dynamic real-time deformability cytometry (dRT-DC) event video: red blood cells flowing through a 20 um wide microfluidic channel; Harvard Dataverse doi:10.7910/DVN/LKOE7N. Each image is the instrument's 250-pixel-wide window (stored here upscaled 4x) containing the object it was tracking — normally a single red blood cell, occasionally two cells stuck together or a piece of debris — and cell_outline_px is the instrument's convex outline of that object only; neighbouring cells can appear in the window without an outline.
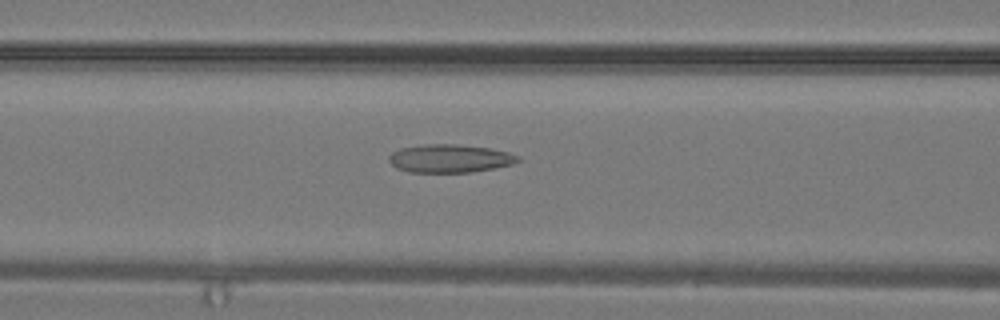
{"species": "common noctule bat (a hibernating species)", "species_latin": "Nyctalus noctula", "temperature_condition": "warm", "stored_images_in_passage": 25, "camera_frame_rate_fps": 3000, "um_per_image_px": 0.085, "animal": {"sex": "male", "body_mass_g": 19.2, "forearm_length_mm": 51.8}, "frame": {"image": 1, "passage_image": 6, "time_ms": 1.667, "image_size_px": [1000, 320], "cell_outline_px": [[520, 160], [512, 164], [496, 168], [472, 172], [408, 172], [396, 168], [388, 160], [388, 156], [392, 152], [400, 148], [424, 144], [456, 144], [492, 148], [508, 152], [520, 156]], "centroid_in_image_um": [38.24, 13.47], "position_along_channel_um": 128.4, "area_um2": 21.39}}
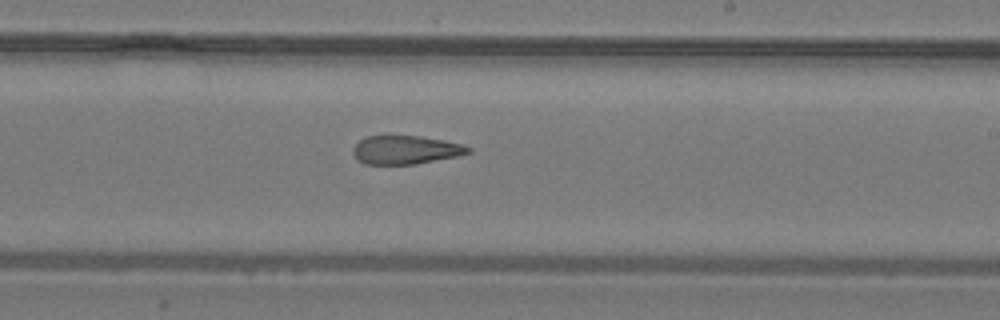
{"frame": {"image": 2, "passage_image": 12, "time_ms": 3.667, "image_size_px": [1000, 320], "cell_outline_px": [[472, 152], [456, 156], [416, 164], [364, 164], [356, 160], [352, 152], [352, 148], [364, 136], [420, 136], [444, 140], [464, 144], [472, 148]], "centroid_in_image_um": [34.47, 12.74], "position_along_channel_um": 254.5, "area_um2": 19.31}}
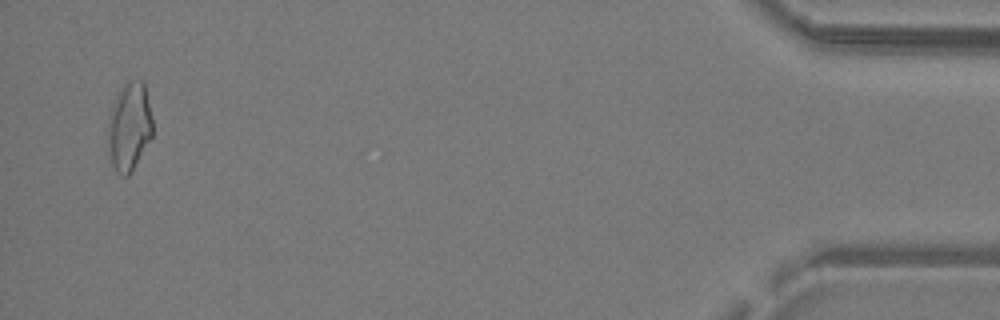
{"frame": {"image": 3, "passage_image": 24, "time_ms": 7.667, "image_size_px": [1000, 320], "cell_outline_px": [[152, 136], [132, 172], [128, 176], [120, 176], [116, 172], [112, 164], [108, 148], [108, 132], [112, 104], [120, 88], [128, 80], [144, 80], [152, 116]], "centroid_in_image_um": [11.0, 10.76], "position_along_channel_um": 424.2, "area_um2": 23.12}}